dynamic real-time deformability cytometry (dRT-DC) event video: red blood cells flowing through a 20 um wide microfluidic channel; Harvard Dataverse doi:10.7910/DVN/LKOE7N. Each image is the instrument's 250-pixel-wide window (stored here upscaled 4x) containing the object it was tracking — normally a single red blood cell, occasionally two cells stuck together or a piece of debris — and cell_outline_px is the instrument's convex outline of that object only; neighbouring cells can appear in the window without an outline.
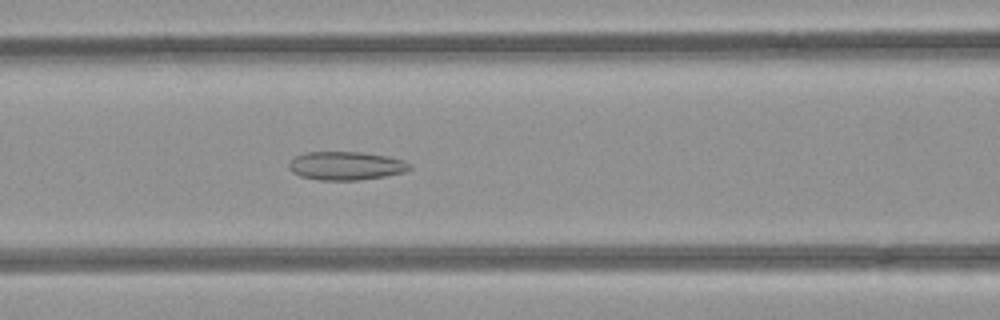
{"species": "common noctule bat (a hibernating species)", "species_latin": "Nyctalus noctula", "temperature_condition": "room temperature", "stored_images_in_passage": 53, "segment_of_instrument_passage": [1, 2], "camera_frame_rate_fps": 3000, "um_per_image_px": 0.085, "animal": {"sex": "female", "body_mass_g": 21.9}, "frame": {"image": 1, "passage_image": 22, "time_ms": 7.0, "image_size_px": [1000, 320], "cell_outline_px": [[412, 168], [404, 172], [384, 176], [360, 180], [320, 180], [300, 176], [292, 172], [288, 168], [288, 164], [296, 156], [308, 152], [360, 152], [388, 156], [404, 160], [412, 164]], "centroid_in_image_um": [29.43, 14.09], "position_along_channel_um": 137.2, "area_um2": 20.06}}
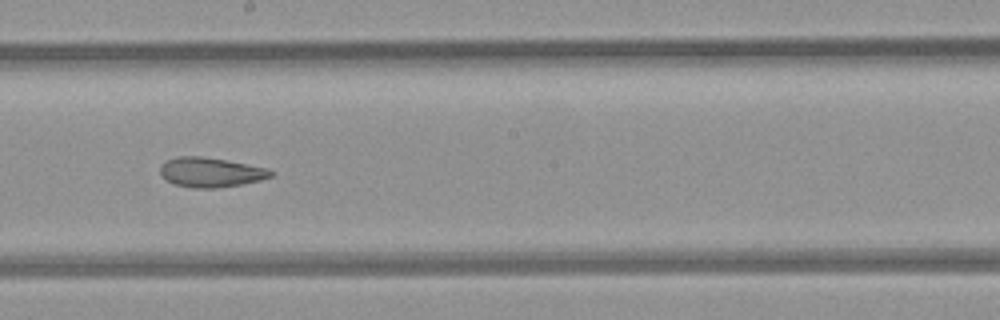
{"frame": {"image": 2, "passage_image": 29, "time_ms": 9.333, "image_size_px": [1000, 320], "cell_outline_px": [[276, 172], [272, 176], [260, 180], [240, 184], [216, 188], [196, 188], [176, 184], [168, 180], [160, 172], [160, 164], [176, 156], [200, 156], [224, 160], [268, 168]], "centroid_in_image_um": [17.93, 14.63], "position_along_channel_um": 230.3, "area_um2": 18.84}}
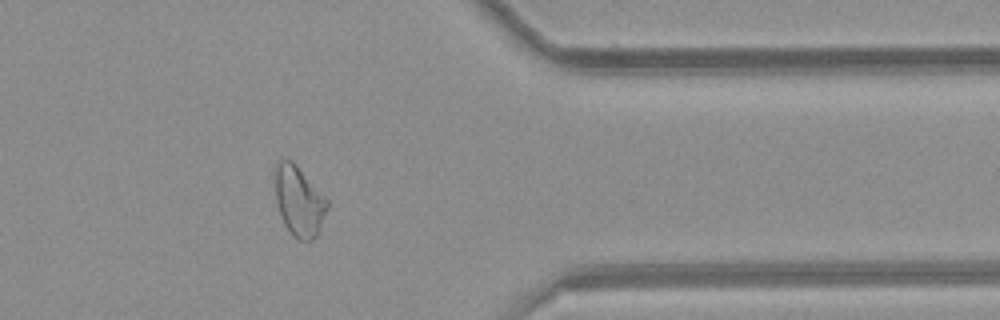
{"frame": {"image": 3, "passage_image": 42, "time_ms": 13.667, "image_size_px": [1000, 320], "cell_outline_px": [[328, 208], [320, 228], [316, 236], [312, 240], [296, 240], [292, 236], [284, 224], [276, 200], [276, 168], [280, 160], [284, 156], [292, 160], [328, 200]], "centroid_in_image_um": [25.43, 17.11], "position_along_channel_um": 386.0, "area_um2": 21.1}}